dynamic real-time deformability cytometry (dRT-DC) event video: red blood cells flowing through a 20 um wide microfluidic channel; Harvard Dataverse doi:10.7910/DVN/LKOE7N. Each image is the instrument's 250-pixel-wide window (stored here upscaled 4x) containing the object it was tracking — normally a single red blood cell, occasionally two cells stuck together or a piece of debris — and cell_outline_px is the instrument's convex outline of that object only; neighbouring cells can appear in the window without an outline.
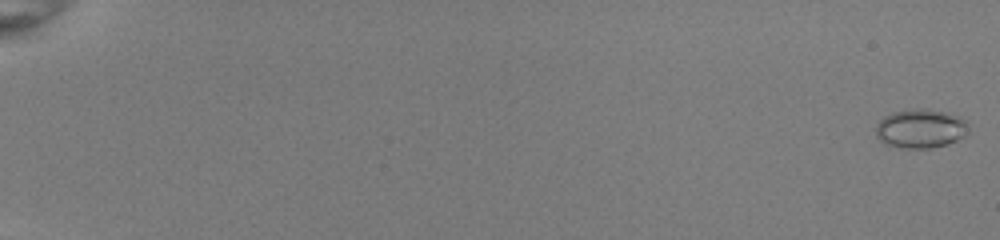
{"species": "common noctule bat (a hibernating species)", "species_latin": "Nyctalus noctula", "temperature_condition": "room temperature", "stored_images_in_passage": 54, "camera_frame_rate_fps": 3000, "um_per_image_px": 0.085, "animal": {"sex": "female", "body_mass_g": 22.0, "forearm_length_mm": 56.7}, "frame": {"image": 1, "passage_image": 1, "time_ms": 0.0, "image_size_px": [1000, 240], "cell_outline_px": [[968, 136], [948, 144], [932, 148], [900, 148], [888, 144], [880, 140], [876, 136], [876, 124], [884, 116], [892, 112], [916, 108], [928, 108], [960, 116], [968, 120]], "centroid_in_image_um": [78.3, 10.92], "position_along_channel_um": 6.7, "area_um2": 21.5}}
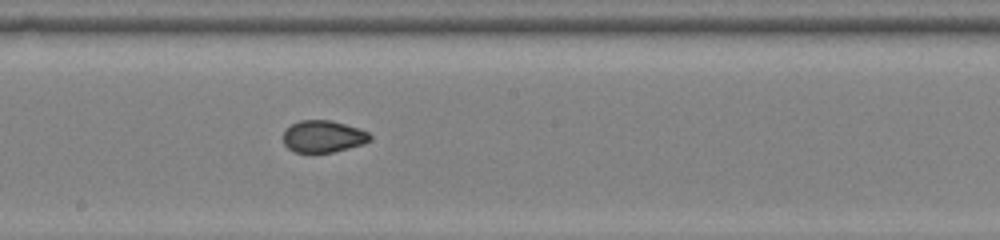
{"frame": {"image": 2, "passage_image": 33, "time_ms": 10.667, "image_size_px": [1000, 240], "cell_outline_px": [[372, 140], [364, 144], [332, 152], [312, 156], [292, 152], [284, 144], [284, 132], [292, 124], [300, 120], [332, 120], [360, 128], [368, 132], [372, 136]], "centroid_in_image_um": [27.48, 11.64], "position_along_channel_um": 220.7, "area_um2": 16.82}}
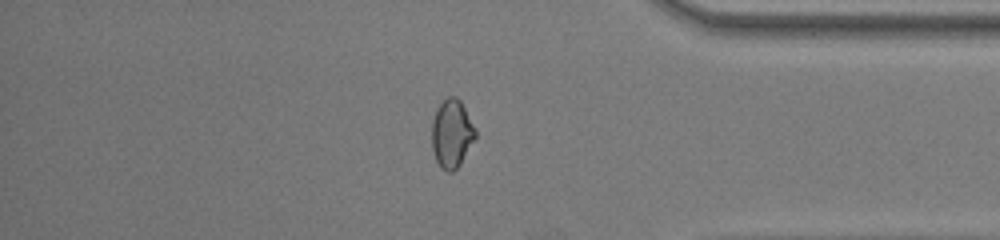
{"frame": {"image": 3, "passage_image": 47, "time_ms": 15.333, "image_size_px": [1000, 240], "cell_outline_px": [[476, 136], [460, 164], [452, 172], [448, 172], [440, 168], [436, 160], [432, 148], [432, 120], [436, 108], [448, 96], [456, 96], [460, 100], [476, 128]], "centroid_in_image_um": [38.39, 11.35], "position_along_channel_um": 396.8, "area_um2": 17.34}, "authors_computed_cell_mechanics": {"area_um2": 17.3111, "velocity_mm_per_s": 4.0342, "shape_relaxation_time_tau1_ms": null, "shape_relaxation_time_tau2_ms": 0.8946, "deformation_change_tau1": null, "deformation_change_tau2": 0.0461}}